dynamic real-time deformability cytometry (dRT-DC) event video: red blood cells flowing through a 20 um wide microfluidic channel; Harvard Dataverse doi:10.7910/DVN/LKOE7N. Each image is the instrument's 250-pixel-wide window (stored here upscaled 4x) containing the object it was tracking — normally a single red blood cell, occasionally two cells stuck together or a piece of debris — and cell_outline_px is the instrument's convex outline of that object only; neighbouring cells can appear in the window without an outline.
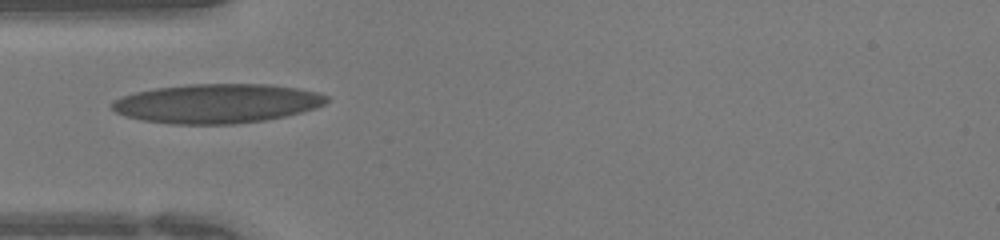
{"species": "human", "species_latin": "Homo sapiens", "temperature_condition": "warm", "stored_images_in_passage": 17, "camera_frame_rate_fps": 3000, "um_per_image_px": 0.085, "donor": {"sex": "female"}, "frame": {"image": 1, "passage_image": 1, "time_ms": 0.0, "image_size_px": [1000, 240], "cell_outline_px": [[328, 100], [324, 104], [316, 108], [284, 116], [264, 120], [236, 124], [172, 124], [144, 120], [124, 116], [116, 112], [108, 104], [112, 100], [120, 96], [136, 92], [156, 88], [192, 84], [268, 84], [296, 88], [320, 92], [328, 96]], "centroid_in_image_um": [18.41, 8.79], "position_along_channel_um": 66.6, "area_um2": 49.19}}
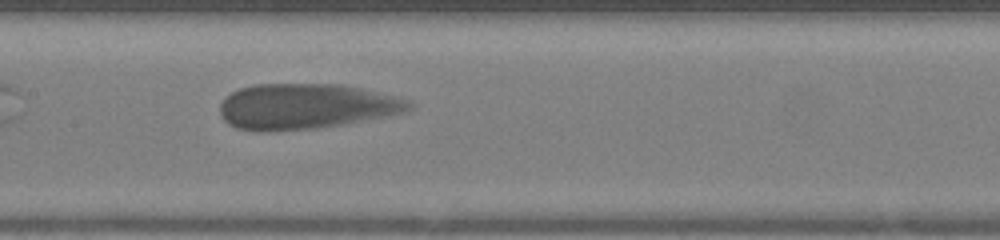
{"frame": {"image": 2, "passage_image": 9, "time_ms": 2.667, "image_size_px": [1000, 240], "cell_outline_px": [[416, 104], [408, 112], [388, 116], [316, 128], [268, 132], [260, 132], [236, 128], [228, 124], [220, 116], [220, 104], [232, 92], [240, 88], [256, 84], [336, 84], [360, 88], [408, 100]], "centroid_in_image_um": [25.98, 9.05], "position_along_channel_um": 181.4, "area_um2": 50.05}}
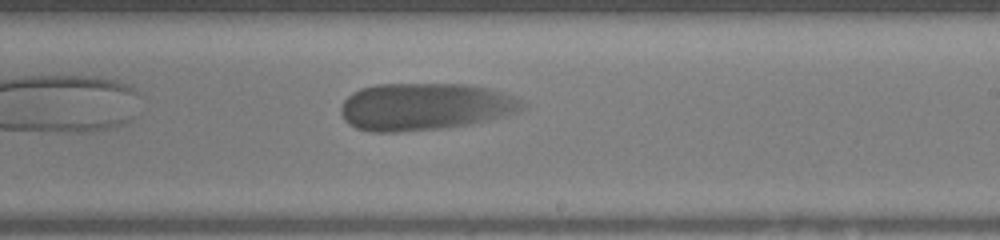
{"frame": {"image": 3, "passage_image": 14, "time_ms": 4.333, "image_size_px": [1000, 240], "cell_outline_px": [[528, 108], [520, 112], [476, 124], [448, 128], [400, 132], [372, 132], [356, 128], [348, 124], [344, 120], [340, 112], [340, 104], [352, 92], [360, 88], [376, 84], [468, 84], [488, 88], [504, 92], [520, 100]], "centroid_in_image_um": [36.13, 9.08], "position_along_channel_um": 252.9, "area_um2": 50.92}}